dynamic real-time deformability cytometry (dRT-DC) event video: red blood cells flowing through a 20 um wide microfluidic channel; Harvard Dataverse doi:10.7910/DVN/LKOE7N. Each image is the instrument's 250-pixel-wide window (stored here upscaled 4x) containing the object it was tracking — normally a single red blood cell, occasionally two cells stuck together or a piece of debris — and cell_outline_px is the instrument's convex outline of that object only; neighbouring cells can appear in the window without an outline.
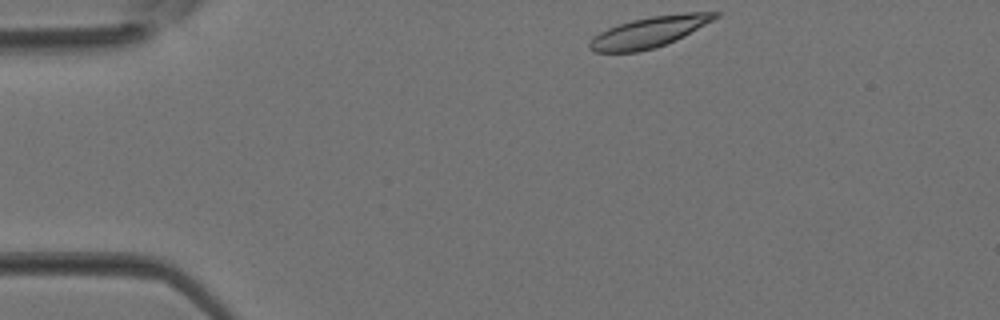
{"species": "Egyptian fruit bat (a non-hibernating species)", "species_latin": "Rousettus aegyptiacus", "temperature_condition": "room temperature", "stored_images_in_passage": 3, "camera_frame_rate_fps": 3000, "um_per_image_px": 0.085, "animal": {"sex": "female"}, "frame": {"image": 1, "passage_image": 1, "time_ms": 0.0, "image_size_px": [1000, 320], "cell_outline_px": [[720, 16], [684, 36], [676, 40], [652, 48], [636, 52], [596, 52], [588, 48], [588, 40], [592, 36], [608, 28], [632, 20], [652, 16], [684, 12], [720, 12]], "centroid_in_image_um": [55.16, 2.71], "position_along_channel_um": 29.8, "area_um2": 22.37}}